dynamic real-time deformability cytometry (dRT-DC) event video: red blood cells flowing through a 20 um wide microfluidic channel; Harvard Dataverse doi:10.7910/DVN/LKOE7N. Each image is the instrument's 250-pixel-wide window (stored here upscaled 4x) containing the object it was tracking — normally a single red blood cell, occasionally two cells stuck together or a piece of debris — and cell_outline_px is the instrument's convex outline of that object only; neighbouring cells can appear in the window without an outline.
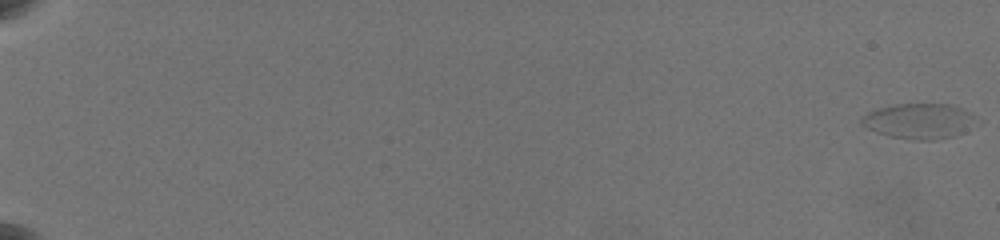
{"species": "common noctule bat (a hibernating species)", "species_latin": "Nyctalus noctula", "temperature_condition": "warm", "stored_images_in_passage": 48, "camera_frame_rate_fps": 3000, "um_per_image_px": 0.085, "animal": {"sex": "female", "body_mass_g": 19.5, "forearm_length_mm": 54.1}, "frame": {"image": 1, "passage_image": 1, "time_ms": 0.0, "image_size_px": [1000, 240], "cell_outline_px": [[964, 112], [952, 136], [932, 140], [920, 140], [892, 136], [876, 132], [868, 128], [860, 120], [868, 112], [880, 108], [896, 104], [948, 104], [960, 108]], "centroid_in_image_um": [77.76, 10.27], "position_along_channel_um": 7.2, "area_um2": 20.98}}
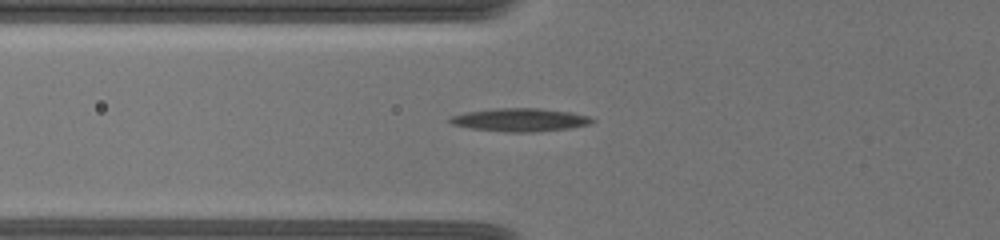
{"frame": {"image": 2, "passage_image": 34, "time_ms": 10.0, "image_size_px": [1000, 240], "cell_outline_px": [[596, 120], [588, 124], [568, 128], [536, 132], [508, 132], [472, 128], [452, 124], [448, 120], [452, 116], [468, 112], [496, 108], [540, 108], [572, 112], [588, 116]], "centroid_in_image_um": [44.24, 10.18], "position_along_channel_um": 81.6, "area_um2": 18.96}}
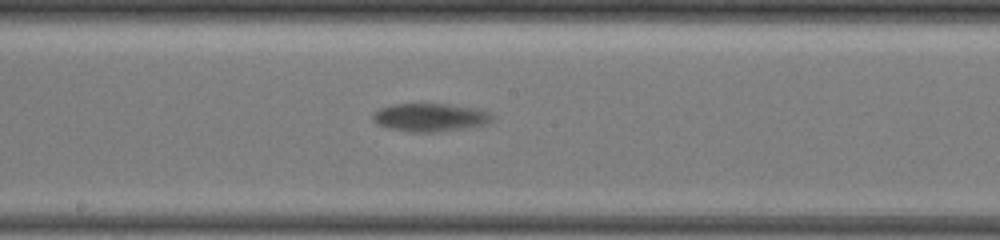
{"frame": {"image": 3, "passage_image": 48, "time_ms": 14.0, "image_size_px": [1000, 240], "cell_outline_px": [[492, 116], [484, 124], [460, 128], [432, 132], [412, 132], [388, 128], [376, 124], [372, 116], [380, 108], [396, 104], [444, 104], [472, 108], [488, 112]], "centroid_in_image_um": [36.46, 9.98], "position_along_channel_um": 211.7, "area_um2": 18.84}}